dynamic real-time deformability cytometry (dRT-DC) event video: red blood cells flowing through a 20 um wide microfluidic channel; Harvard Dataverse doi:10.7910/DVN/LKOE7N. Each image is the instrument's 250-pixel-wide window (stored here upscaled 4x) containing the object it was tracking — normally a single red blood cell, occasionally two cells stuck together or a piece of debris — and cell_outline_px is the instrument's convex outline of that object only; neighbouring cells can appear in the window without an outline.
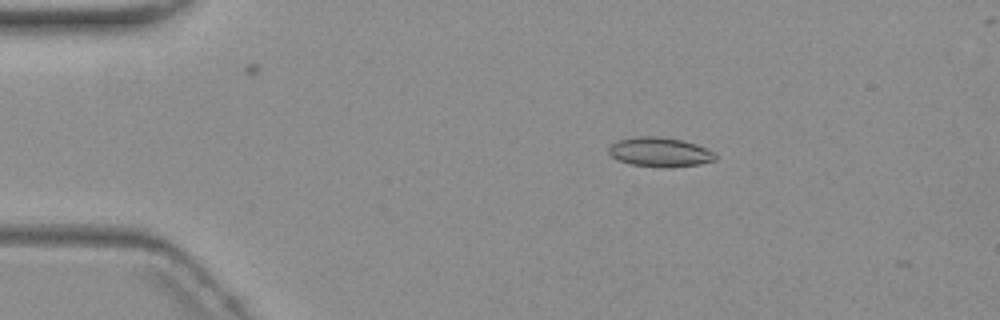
{"species": "common noctule bat (a hibernating species)", "species_latin": "Nyctalus noctula", "temperature_condition": "warm", "stored_images_in_passage": 5, "camera_frame_rate_fps": 3000, "um_per_image_px": 0.085, "animal": {"sex": "female", "body_mass_g": 19.3, "forearm_length_mm": 54.1}, "frame": {"image": 1, "passage_image": 3, "time_ms": 2.333, "image_size_px": [1000, 320], "cell_outline_px": [[716, 160], [700, 164], [672, 168], [660, 168], [632, 164], [620, 160], [612, 156], [608, 152], [608, 148], [616, 140], [636, 136], [656, 136], [680, 140], [696, 144], [712, 152], [716, 156]], "centroid_in_image_um": [56.07, 12.94], "position_along_channel_um": 28.9, "area_um2": 18.26}}